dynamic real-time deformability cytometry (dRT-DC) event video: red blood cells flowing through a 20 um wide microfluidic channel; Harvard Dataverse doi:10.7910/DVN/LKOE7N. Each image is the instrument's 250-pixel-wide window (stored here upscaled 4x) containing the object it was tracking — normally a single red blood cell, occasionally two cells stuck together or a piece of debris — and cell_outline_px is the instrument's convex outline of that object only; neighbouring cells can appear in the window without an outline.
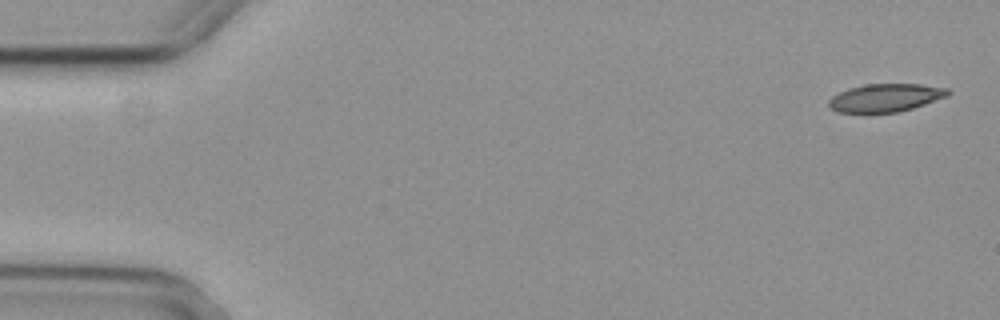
{"species": "common noctule bat (a hibernating species)", "species_latin": "Nyctalus noctula", "temperature_condition": "cold", "stored_images_in_passage": 4, "camera_frame_rate_fps": 3000, "um_per_image_px": 0.085, "animal": {"sex": "female", "body_mass_g": 29.2, "forearm_length_mm": 56.3}, "frame": {"image": 1, "passage_image": 1, "time_ms": 0.0, "image_size_px": [1000, 320], "cell_outline_px": [[952, 92], [948, 96], [912, 108], [896, 112], [836, 112], [828, 108], [828, 100], [832, 96], [848, 88], [864, 84], [920, 84], [948, 88]], "centroid_in_image_um": [75.25, 8.3], "position_along_channel_um": 9.7, "area_um2": 19.48}}
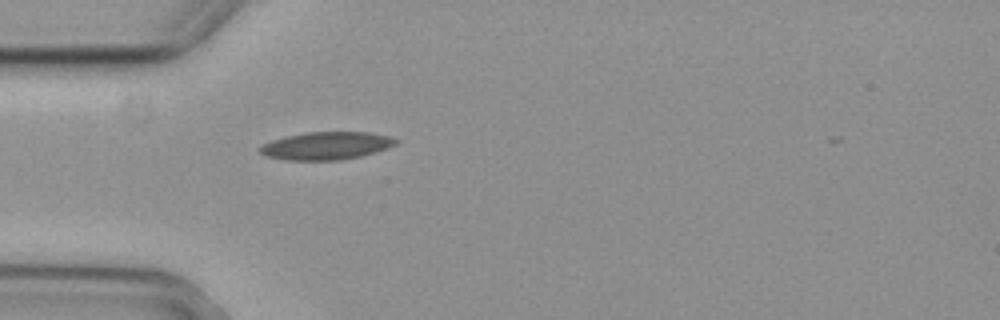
{"frame": {"image": 2, "passage_image": 4, "time_ms": 1.0, "image_size_px": [1000, 320], "cell_outline_px": [[400, 140], [396, 144], [388, 148], [376, 152], [360, 156], [340, 160], [284, 160], [264, 156], [256, 148], [260, 144], [272, 140], [304, 132], [368, 132], [392, 136]], "centroid_in_image_um": [27.72, 12.39], "position_along_channel_um": 57.3, "area_um2": 22.31}}